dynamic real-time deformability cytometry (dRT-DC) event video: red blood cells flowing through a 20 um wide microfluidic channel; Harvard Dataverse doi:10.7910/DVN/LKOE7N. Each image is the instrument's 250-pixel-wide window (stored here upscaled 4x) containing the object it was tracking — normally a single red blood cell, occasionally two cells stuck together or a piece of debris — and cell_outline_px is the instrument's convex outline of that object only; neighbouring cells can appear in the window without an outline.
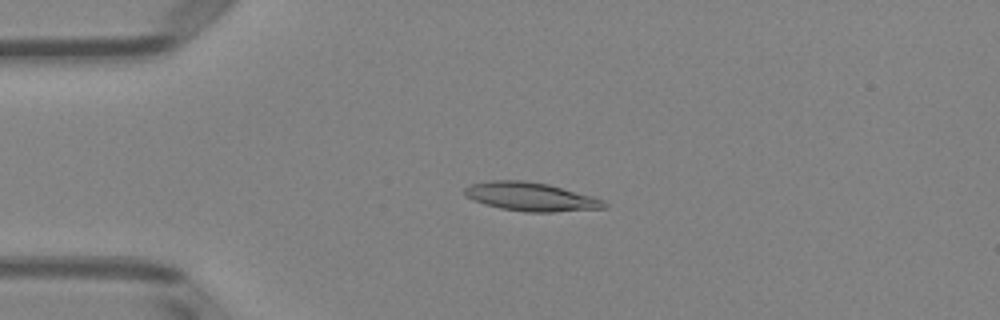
{"species": "Egyptian fruit bat (a non-hibernating species)", "species_latin": "Rousettus aegyptiacus", "temperature_condition": "room temperature", "stored_images_in_passage": 51, "camera_frame_rate_fps": 3000, "um_per_image_px": 0.085, "animal": {"sex": "female"}, "frame": {"image": 1, "passage_image": 12, "time_ms": 3.667, "image_size_px": [1000, 320], "cell_outline_px": [[608, 208], [552, 212], [524, 212], [500, 208], [484, 204], [472, 200], [464, 196], [464, 188], [472, 184], [488, 180], [524, 180], [548, 184], [592, 196], [604, 200], [608, 204]], "centroid_in_image_um": [45.11, 16.72], "position_along_channel_um": 39.9, "area_um2": 23.47}}
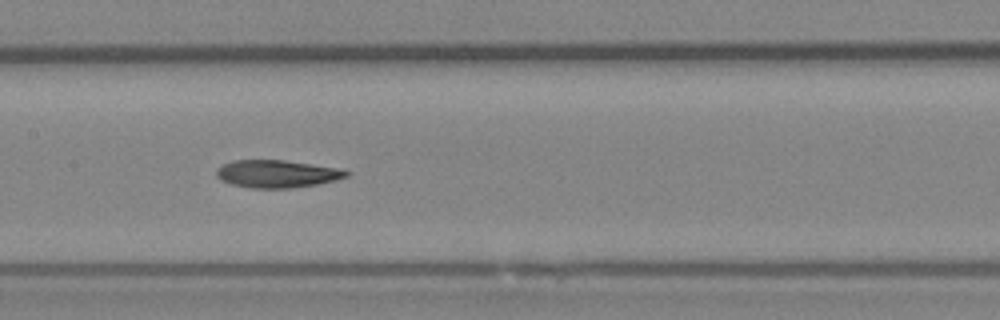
{"frame": {"image": 2, "passage_image": 25, "time_ms": 8.0, "image_size_px": [1000, 320], "cell_outline_px": [[352, 172], [348, 176], [336, 180], [316, 184], [292, 188], [252, 188], [232, 184], [220, 180], [216, 176], [216, 168], [220, 164], [232, 160], [284, 160], [340, 168]], "centroid_in_image_um": [23.52, 14.77], "position_along_channel_um": 183.9, "area_um2": 21.1}}
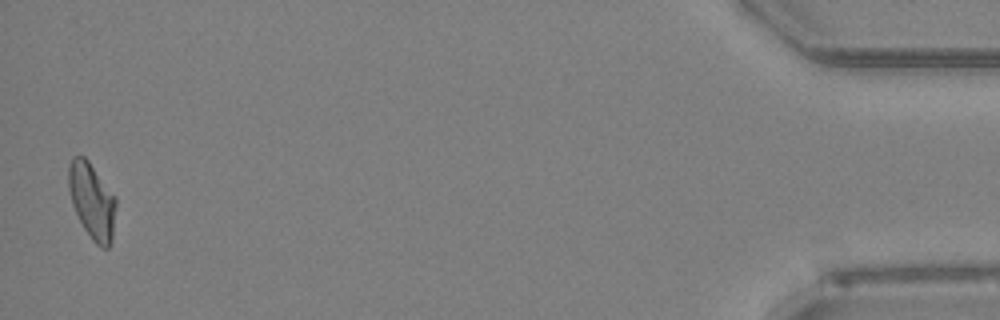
{"frame": {"image": 3, "passage_image": 50, "time_ms": 16.333, "image_size_px": [1000, 320], "cell_outline_px": [[116, 204], [112, 236], [108, 248], [100, 248], [92, 240], [84, 228], [72, 204], [68, 188], [68, 164], [72, 156], [84, 156], [88, 160], [116, 196]], "centroid_in_image_um": [7.81, 17.04], "position_along_channel_um": 427.4, "area_um2": 20.98}, "authors_computed_cell_mechanics": {"area_um2": 21.2704, "velocity_mm_per_s": 3.9962, "shape_relaxation_time_tau1_ms": null, "shape_relaxation_time_tau2_ms": 7.9591, "deformation_change_tau1": null, "deformation_change_tau2": 0.1661}}